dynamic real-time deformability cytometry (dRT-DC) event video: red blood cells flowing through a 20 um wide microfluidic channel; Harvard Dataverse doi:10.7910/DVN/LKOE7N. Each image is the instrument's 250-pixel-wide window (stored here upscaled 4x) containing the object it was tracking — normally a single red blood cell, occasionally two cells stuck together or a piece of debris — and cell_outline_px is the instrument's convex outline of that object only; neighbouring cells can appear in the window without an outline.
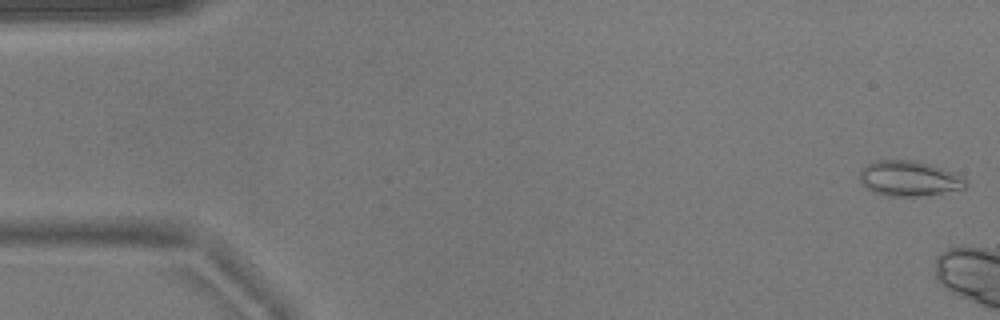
{"species": "common noctule bat (a hibernating species)", "species_latin": "Nyctalus noctula", "temperature_condition": "warm", "stored_images_in_passage": 6, "camera_frame_rate_fps": 3000, "um_per_image_px": 0.085, "animal": {"sex": "male", "body_mass_g": 17.9}, "frame": {"image": 1, "passage_image": 1, "time_ms": 0.0, "image_size_px": [1000, 320], "cell_outline_px": [[968, 184], [964, 188], [924, 196], [888, 196], [876, 192], [860, 184], [856, 176], [860, 168], [876, 160], [916, 160], [964, 176]], "centroid_in_image_um": [77.22, 15.17], "position_along_channel_um": 7.8, "area_um2": 21.96}}